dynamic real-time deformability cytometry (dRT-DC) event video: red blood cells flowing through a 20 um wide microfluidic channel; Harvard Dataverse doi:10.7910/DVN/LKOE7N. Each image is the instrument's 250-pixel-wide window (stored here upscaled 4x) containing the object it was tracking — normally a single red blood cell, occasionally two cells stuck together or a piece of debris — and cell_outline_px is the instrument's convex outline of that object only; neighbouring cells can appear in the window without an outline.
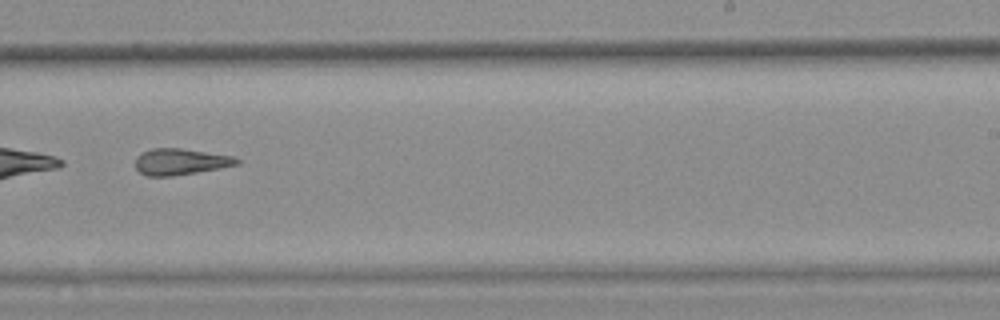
{"species": "common noctule bat (a hibernating species)", "species_latin": "Nyctalus noctula", "temperature_condition": "warm", "stored_images_in_passage": 12, "segment_of_instrument_passage": [2, 2], "camera_frame_rate_fps": 3000, "um_per_image_px": 0.085, "animal": {"sex": "female", "body_mass_g": 25.1}, "frame": {"image": 1, "passage_image": 9, "time_ms": 2.667, "image_size_px": [1000, 320], "cell_outline_px": [[240, 164], [220, 168], [172, 176], [148, 176], [140, 172], [136, 168], [136, 156], [152, 148], [180, 148], [232, 156], [240, 160]], "centroid_in_image_um": [15.34, 13.74], "position_along_channel_um": 273.7, "area_um2": 15.37}}
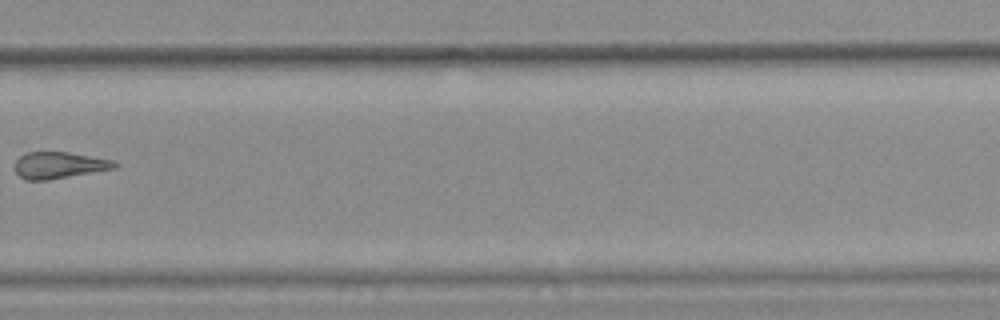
{"frame": {"image": 2, "passage_image": 10, "time_ms": 3.0, "image_size_px": [1000, 320], "cell_outline_px": [[120, 164], [116, 168], [48, 180], [28, 180], [20, 176], [16, 172], [16, 160], [20, 156], [28, 152], [68, 152], [112, 160]], "centroid_in_image_um": [5.04, 14.04], "position_along_channel_um": 324.8, "area_um2": 15.26}}